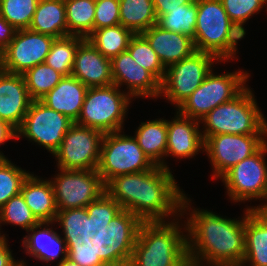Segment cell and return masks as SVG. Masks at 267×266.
<instances>
[{
    "mask_svg": "<svg viewBox=\"0 0 267 266\" xmlns=\"http://www.w3.org/2000/svg\"><path fill=\"white\" fill-rule=\"evenodd\" d=\"M191 214L184 228L188 231L190 266H241L245 254V216L242 220L227 219L204 209H194Z\"/></svg>",
    "mask_w": 267,
    "mask_h": 266,
    "instance_id": "cell-1",
    "label": "cell"
},
{
    "mask_svg": "<svg viewBox=\"0 0 267 266\" xmlns=\"http://www.w3.org/2000/svg\"><path fill=\"white\" fill-rule=\"evenodd\" d=\"M178 223L142 222L128 266H190L187 235Z\"/></svg>",
    "mask_w": 267,
    "mask_h": 266,
    "instance_id": "cell-2",
    "label": "cell"
},
{
    "mask_svg": "<svg viewBox=\"0 0 267 266\" xmlns=\"http://www.w3.org/2000/svg\"><path fill=\"white\" fill-rule=\"evenodd\" d=\"M177 185L170 170L161 166L140 172L138 218L142 222H153L165 221L164 218L172 214L174 217L178 212L182 216L186 208L190 209V199Z\"/></svg>",
    "mask_w": 267,
    "mask_h": 266,
    "instance_id": "cell-3",
    "label": "cell"
},
{
    "mask_svg": "<svg viewBox=\"0 0 267 266\" xmlns=\"http://www.w3.org/2000/svg\"><path fill=\"white\" fill-rule=\"evenodd\" d=\"M244 33L230 20L221 0H198L194 45L196 51L233 59ZM226 59V60H225Z\"/></svg>",
    "mask_w": 267,
    "mask_h": 266,
    "instance_id": "cell-4",
    "label": "cell"
},
{
    "mask_svg": "<svg viewBox=\"0 0 267 266\" xmlns=\"http://www.w3.org/2000/svg\"><path fill=\"white\" fill-rule=\"evenodd\" d=\"M247 86L232 100L218 105L200 122L202 137L220 134L267 135V121Z\"/></svg>",
    "mask_w": 267,
    "mask_h": 266,
    "instance_id": "cell-5",
    "label": "cell"
},
{
    "mask_svg": "<svg viewBox=\"0 0 267 266\" xmlns=\"http://www.w3.org/2000/svg\"><path fill=\"white\" fill-rule=\"evenodd\" d=\"M131 97L116 85L88 88L82 110L75 124L103 134L123 130Z\"/></svg>",
    "mask_w": 267,
    "mask_h": 266,
    "instance_id": "cell-6",
    "label": "cell"
},
{
    "mask_svg": "<svg viewBox=\"0 0 267 266\" xmlns=\"http://www.w3.org/2000/svg\"><path fill=\"white\" fill-rule=\"evenodd\" d=\"M121 132L104 134L102 139L96 170L105 185L114 177L148 171L155 167L136 139L129 135H122Z\"/></svg>",
    "mask_w": 267,
    "mask_h": 266,
    "instance_id": "cell-7",
    "label": "cell"
},
{
    "mask_svg": "<svg viewBox=\"0 0 267 266\" xmlns=\"http://www.w3.org/2000/svg\"><path fill=\"white\" fill-rule=\"evenodd\" d=\"M248 74L239 70L214 75L211 71L202 84L178 106L177 112L200 121L215 107L236 97L246 87Z\"/></svg>",
    "mask_w": 267,
    "mask_h": 266,
    "instance_id": "cell-8",
    "label": "cell"
},
{
    "mask_svg": "<svg viewBox=\"0 0 267 266\" xmlns=\"http://www.w3.org/2000/svg\"><path fill=\"white\" fill-rule=\"evenodd\" d=\"M142 221L122 209L105 230L91 238L96 254L106 266H128Z\"/></svg>",
    "mask_w": 267,
    "mask_h": 266,
    "instance_id": "cell-9",
    "label": "cell"
},
{
    "mask_svg": "<svg viewBox=\"0 0 267 266\" xmlns=\"http://www.w3.org/2000/svg\"><path fill=\"white\" fill-rule=\"evenodd\" d=\"M267 141L251 156L228 170L221 180L227 188L228 196L235 202L253 200L267 201ZM250 209H267V203Z\"/></svg>",
    "mask_w": 267,
    "mask_h": 266,
    "instance_id": "cell-10",
    "label": "cell"
},
{
    "mask_svg": "<svg viewBox=\"0 0 267 266\" xmlns=\"http://www.w3.org/2000/svg\"><path fill=\"white\" fill-rule=\"evenodd\" d=\"M214 60L220 61L210 53L195 51L191 56L170 65L161 82L160 95L177 108L202 84L212 71Z\"/></svg>",
    "mask_w": 267,
    "mask_h": 266,
    "instance_id": "cell-11",
    "label": "cell"
},
{
    "mask_svg": "<svg viewBox=\"0 0 267 266\" xmlns=\"http://www.w3.org/2000/svg\"><path fill=\"white\" fill-rule=\"evenodd\" d=\"M104 134L89 127L73 124L54 152L57 166L64 170H96Z\"/></svg>",
    "mask_w": 267,
    "mask_h": 266,
    "instance_id": "cell-12",
    "label": "cell"
},
{
    "mask_svg": "<svg viewBox=\"0 0 267 266\" xmlns=\"http://www.w3.org/2000/svg\"><path fill=\"white\" fill-rule=\"evenodd\" d=\"M73 124L67 116L48 108L40 100H32L21 126L17 129V139L25 136L54 154Z\"/></svg>",
    "mask_w": 267,
    "mask_h": 266,
    "instance_id": "cell-13",
    "label": "cell"
},
{
    "mask_svg": "<svg viewBox=\"0 0 267 266\" xmlns=\"http://www.w3.org/2000/svg\"><path fill=\"white\" fill-rule=\"evenodd\" d=\"M50 180L57 210L86 207L105 192L97 170H64Z\"/></svg>",
    "mask_w": 267,
    "mask_h": 266,
    "instance_id": "cell-14",
    "label": "cell"
},
{
    "mask_svg": "<svg viewBox=\"0 0 267 266\" xmlns=\"http://www.w3.org/2000/svg\"><path fill=\"white\" fill-rule=\"evenodd\" d=\"M267 135L220 134L208 136L204 149L214 169L212 178H221L240 161L254 154L265 142Z\"/></svg>",
    "mask_w": 267,
    "mask_h": 266,
    "instance_id": "cell-15",
    "label": "cell"
},
{
    "mask_svg": "<svg viewBox=\"0 0 267 266\" xmlns=\"http://www.w3.org/2000/svg\"><path fill=\"white\" fill-rule=\"evenodd\" d=\"M54 39L50 35L29 29L17 30L13 40L0 52V69L23 74L26 70L44 63Z\"/></svg>",
    "mask_w": 267,
    "mask_h": 266,
    "instance_id": "cell-16",
    "label": "cell"
},
{
    "mask_svg": "<svg viewBox=\"0 0 267 266\" xmlns=\"http://www.w3.org/2000/svg\"><path fill=\"white\" fill-rule=\"evenodd\" d=\"M113 84H127L130 97H159L161 83L145 68L136 64L128 51L111 59Z\"/></svg>",
    "mask_w": 267,
    "mask_h": 266,
    "instance_id": "cell-17",
    "label": "cell"
},
{
    "mask_svg": "<svg viewBox=\"0 0 267 266\" xmlns=\"http://www.w3.org/2000/svg\"><path fill=\"white\" fill-rule=\"evenodd\" d=\"M71 75L88 88L113 85L111 59L99 52L88 39L78 45Z\"/></svg>",
    "mask_w": 267,
    "mask_h": 266,
    "instance_id": "cell-18",
    "label": "cell"
},
{
    "mask_svg": "<svg viewBox=\"0 0 267 266\" xmlns=\"http://www.w3.org/2000/svg\"><path fill=\"white\" fill-rule=\"evenodd\" d=\"M31 102L23 75L0 69V120L17 130Z\"/></svg>",
    "mask_w": 267,
    "mask_h": 266,
    "instance_id": "cell-19",
    "label": "cell"
},
{
    "mask_svg": "<svg viewBox=\"0 0 267 266\" xmlns=\"http://www.w3.org/2000/svg\"><path fill=\"white\" fill-rule=\"evenodd\" d=\"M176 114L172 121L167 120L166 157L192 158L200 149H204L200 121L184 117L178 112Z\"/></svg>",
    "mask_w": 267,
    "mask_h": 266,
    "instance_id": "cell-20",
    "label": "cell"
},
{
    "mask_svg": "<svg viewBox=\"0 0 267 266\" xmlns=\"http://www.w3.org/2000/svg\"><path fill=\"white\" fill-rule=\"evenodd\" d=\"M141 35L148 41L165 68L191 56L196 51L192 38L165 30L157 24Z\"/></svg>",
    "mask_w": 267,
    "mask_h": 266,
    "instance_id": "cell-21",
    "label": "cell"
},
{
    "mask_svg": "<svg viewBox=\"0 0 267 266\" xmlns=\"http://www.w3.org/2000/svg\"><path fill=\"white\" fill-rule=\"evenodd\" d=\"M87 90L88 87L76 77L64 76L40 101L75 123L80 116Z\"/></svg>",
    "mask_w": 267,
    "mask_h": 266,
    "instance_id": "cell-22",
    "label": "cell"
},
{
    "mask_svg": "<svg viewBox=\"0 0 267 266\" xmlns=\"http://www.w3.org/2000/svg\"><path fill=\"white\" fill-rule=\"evenodd\" d=\"M245 254L241 266H267V209L245 210Z\"/></svg>",
    "mask_w": 267,
    "mask_h": 266,
    "instance_id": "cell-23",
    "label": "cell"
},
{
    "mask_svg": "<svg viewBox=\"0 0 267 266\" xmlns=\"http://www.w3.org/2000/svg\"><path fill=\"white\" fill-rule=\"evenodd\" d=\"M50 223L52 225L53 222H40L31 227L27 231L31 233L24 237L23 247L27 254L46 263L56 260L59 255L63 254L59 261L62 262L67 258L66 242L52 228H46L45 226L42 229L44 225L49 226Z\"/></svg>",
    "mask_w": 267,
    "mask_h": 266,
    "instance_id": "cell-24",
    "label": "cell"
},
{
    "mask_svg": "<svg viewBox=\"0 0 267 266\" xmlns=\"http://www.w3.org/2000/svg\"><path fill=\"white\" fill-rule=\"evenodd\" d=\"M21 194L39 222H55L58 210L50 180H41L29 174L22 185Z\"/></svg>",
    "mask_w": 267,
    "mask_h": 266,
    "instance_id": "cell-25",
    "label": "cell"
},
{
    "mask_svg": "<svg viewBox=\"0 0 267 266\" xmlns=\"http://www.w3.org/2000/svg\"><path fill=\"white\" fill-rule=\"evenodd\" d=\"M28 29L54 38L68 36L64 0H39Z\"/></svg>",
    "mask_w": 267,
    "mask_h": 266,
    "instance_id": "cell-26",
    "label": "cell"
},
{
    "mask_svg": "<svg viewBox=\"0 0 267 266\" xmlns=\"http://www.w3.org/2000/svg\"><path fill=\"white\" fill-rule=\"evenodd\" d=\"M134 135L138 145L155 166L169 169L164 162L167 150V120L142 122Z\"/></svg>",
    "mask_w": 267,
    "mask_h": 266,
    "instance_id": "cell-27",
    "label": "cell"
},
{
    "mask_svg": "<svg viewBox=\"0 0 267 266\" xmlns=\"http://www.w3.org/2000/svg\"><path fill=\"white\" fill-rule=\"evenodd\" d=\"M120 24L141 34L157 24L153 0H119Z\"/></svg>",
    "mask_w": 267,
    "mask_h": 266,
    "instance_id": "cell-28",
    "label": "cell"
},
{
    "mask_svg": "<svg viewBox=\"0 0 267 266\" xmlns=\"http://www.w3.org/2000/svg\"><path fill=\"white\" fill-rule=\"evenodd\" d=\"M55 222L63 228L66 243L89 242L93 236L91 218L86 207L65 209L57 212Z\"/></svg>",
    "mask_w": 267,
    "mask_h": 266,
    "instance_id": "cell-29",
    "label": "cell"
},
{
    "mask_svg": "<svg viewBox=\"0 0 267 266\" xmlns=\"http://www.w3.org/2000/svg\"><path fill=\"white\" fill-rule=\"evenodd\" d=\"M135 34L121 24L96 29L87 38L105 57L112 59L127 51L129 42Z\"/></svg>",
    "mask_w": 267,
    "mask_h": 266,
    "instance_id": "cell-30",
    "label": "cell"
},
{
    "mask_svg": "<svg viewBox=\"0 0 267 266\" xmlns=\"http://www.w3.org/2000/svg\"><path fill=\"white\" fill-rule=\"evenodd\" d=\"M68 36L87 39L94 31L96 0H64Z\"/></svg>",
    "mask_w": 267,
    "mask_h": 266,
    "instance_id": "cell-31",
    "label": "cell"
},
{
    "mask_svg": "<svg viewBox=\"0 0 267 266\" xmlns=\"http://www.w3.org/2000/svg\"><path fill=\"white\" fill-rule=\"evenodd\" d=\"M140 172L112 178L105 185V192L125 209L138 217Z\"/></svg>",
    "mask_w": 267,
    "mask_h": 266,
    "instance_id": "cell-32",
    "label": "cell"
},
{
    "mask_svg": "<svg viewBox=\"0 0 267 266\" xmlns=\"http://www.w3.org/2000/svg\"><path fill=\"white\" fill-rule=\"evenodd\" d=\"M84 40L80 36L55 38L44 63L63 76H70L78 45Z\"/></svg>",
    "mask_w": 267,
    "mask_h": 266,
    "instance_id": "cell-33",
    "label": "cell"
},
{
    "mask_svg": "<svg viewBox=\"0 0 267 266\" xmlns=\"http://www.w3.org/2000/svg\"><path fill=\"white\" fill-rule=\"evenodd\" d=\"M197 11L198 0L192 4L179 5V8L161 15L157 19V25L168 31L182 33L194 40Z\"/></svg>",
    "mask_w": 267,
    "mask_h": 266,
    "instance_id": "cell-34",
    "label": "cell"
},
{
    "mask_svg": "<svg viewBox=\"0 0 267 266\" xmlns=\"http://www.w3.org/2000/svg\"><path fill=\"white\" fill-rule=\"evenodd\" d=\"M28 94L32 100H40L64 77L45 63L38 64L23 74Z\"/></svg>",
    "mask_w": 267,
    "mask_h": 266,
    "instance_id": "cell-35",
    "label": "cell"
},
{
    "mask_svg": "<svg viewBox=\"0 0 267 266\" xmlns=\"http://www.w3.org/2000/svg\"><path fill=\"white\" fill-rule=\"evenodd\" d=\"M136 64L148 70L160 83L163 81L166 68L148 41L141 35L135 34L127 48Z\"/></svg>",
    "mask_w": 267,
    "mask_h": 266,
    "instance_id": "cell-36",
    "label": "cell"
},
{
    "mask_svg": "<svg viewBox=\"0 0 267 266\" xmlns=\"http://www.w3.org/2000/svg\"><path fill=\"white\" fill-rule=\"evenodd\" d=\"M39 0H0V16L16 30L28 29Z\"/></svg>",
    "mask_w": 267,
    "mask_h": 266,
    "instance_id": "cell-37",
    "label": "cell"
},
{
    "mask_svg": "<svg viewBox=\"0 0 267 266\" xmlns=\"http://www.w3.org/2000/svg\"><path fill=\"white\" fill-rule=\"evenodd\" d=\"M3 222L18 225L26 231L40 223L26 204L21 192L10 198L0 208V224Z\"/></svg>",
    "mask_w": 267,
    "mask_h": 266,
    "instance_id": "cell-38",
    "label": "cell"
},
{
    "mask_svg": "<svg viewBox=\"0 0 267 266\" xmlns=\"http://www.w3.org/2000/svg\"><path fill=\"white\" fill-rule=\"evenodd\" d=\"M29 174L6 157L0 158V208L10 198L21 192L22 185Z\"/></svg>",
    "mask_w": 267,
    "mask_h": 266,
    "instance_id": "cell-39",
    "label": "cell"
},
{
    "mask_svg": "<svg viewBox=\"0 0 267 266\" xmlns=\"http://www.w3.org/2000/svg\"><path fill=\"white\" fill-rule=\"evenodd\" d=\"M88 218H91V230L95 234L97 231L105 230L109 222L121 210L120 204L104 192L95 201L86 206Z\"/></svg>",
    "mask_w": 267,
    "mask_h": 266,
    "instance_id": "cell-40",
    "label": "cell"
},
{
    "mask_svg": "<svg viewBox=\"0 0 267 266\" xmlns=\"http://www.w3.org/2000/svg\"><path fill=\"white\" fill-rule=\"evenodd\" d=\"M221 2L230 20L246 34L244 23L260 11L267 0H221Z\"/></svg>",
    "mask_w": 267,
    "mask_h": 266,
    "instance_id": "cell-41",
    "label": "cell"
},
{
    "mask_svg": "<svg viewBox=\"0 0 267 266\" xmlns=\"http://www.w3.org/2000/svg\"><path fill=\"white\" fill-rule=\"evenodd\" d=\"M119 0H96L94 30L120 24Z\"/></svg>",
    "mask_w": 267,
    "mask_h": 266,
    "instance_id": "cell-42",
    "label": "cell"
},
{
    "mask_svg": "<svg viewBox=\"0 0 267 266\" xmlns=\"http://www.w3.org/2000/svg\"><path fill=\"white\" fill-rule=\"evenodd\" d=\"M67 257L80 266H106L96 254L91 241L66 243Z\"/></svg>",
    "mask_w": 267,
    "mask_h": 266,
    "instance_id": "cell-43",
    "label": "cell"
},
{
    "mask_svg": "<svg viewBox=\"0 0 267 266\" xmlns=\"http://www.w3.org/2000/svg\"><path fill=\"white\" fill-rule=\"evenodd\" d=\"M196 0H153L154 10L157 19L175 8H179V5L192 4Z\"/></svg>",
    "mask_w": 267,
    "mask_h": 266,
    "instance_id": "cell-44",
    "label": "cell"
},
{
    "mask_svg": "<svg viewBox=\"0 0 267 266\" xmlns=\"http://www.w3.org/2000/svg\"><path fill=\"white\" fill-rule=\"evenodd\" d=\"M16 29L0 16V52L13 40Z\"/></svg>",
    "mask_w": 267,
    "mask_h": 266,
    "instance_id": "cell-45",
    "label": "cell"
},
{
    "mask_svg": "<svg viewBox=\"0 0 267 266\" xmlns=\"http://www.w3.org/2000/svg\"><path fill=\"white\" fill-rule=\"evenodd\" d=\"M17 138V130L9 123L0 120V144L8 141L9 139ZM0 158H5V155L0 152Z\"/></svg>",
    "mask_w": 267,
    "mask_h": 266,
    "instance_id": "cell-46",
    "label": "cell"
},
{
    "mask_svg": "<svg viewBox=\"0 0 267 266\" xmlns=\"http://www.w3.org/2000/svg\"><path fill=\"white\" fill-rule=\"evenodd\" d=\"M15 262L12 253L8 247L7 239H0V266H10Z\"/></svg>",
    "mask_w": 267,
    "mask_h": 266,
    "instance_id": "cell-47",
    "label": "cell"
},
{
    "mask_svg": "<svg viewBox=\"0 0 267 266\" xmlns=\"http://www.w3.org/2000/svg\"><path fill=\"white\" fill-rule=\"evenodd\" d=\"M57 266H80L78 263L73 262L68 257L65 258L62 262H59Z\"/></svg>",
    "mask_w": 267,
    "mask_h": 266,
    "instance_id": "cell-48",
    "label": "cell"
},
{
    "mask_svg": "<svg viewBox=\"0 0 267 266\" xmlns=\"http://www.w3.org/2000/svg\"><path fill=\"white\" fill-rule=\"evenodd\" d=\"M26 263L24 261H18L17 260L10 266H25ZM27 266V265H26Z\"/></svg>",
    "mask_w": 267,
    "mask_h": 266,
    "instance_id": "cell-49",
    "label": "cell"
},
{
    "mask_svg": "<svg viewBox=\"0 0 267 266\" xmlns=\"http://www.w3.org/2000/svg\"><path fill=\"white\" fill-rule=\"evenodd\" d=\"M1 238H5V236H4V235H1V233H0V239H1Z\"/></svg>",
    "mask_w": 267,
    "mask_h": 266,
    "instance_id": "cell-50",
    "label": "cell"
}]
</instances>
